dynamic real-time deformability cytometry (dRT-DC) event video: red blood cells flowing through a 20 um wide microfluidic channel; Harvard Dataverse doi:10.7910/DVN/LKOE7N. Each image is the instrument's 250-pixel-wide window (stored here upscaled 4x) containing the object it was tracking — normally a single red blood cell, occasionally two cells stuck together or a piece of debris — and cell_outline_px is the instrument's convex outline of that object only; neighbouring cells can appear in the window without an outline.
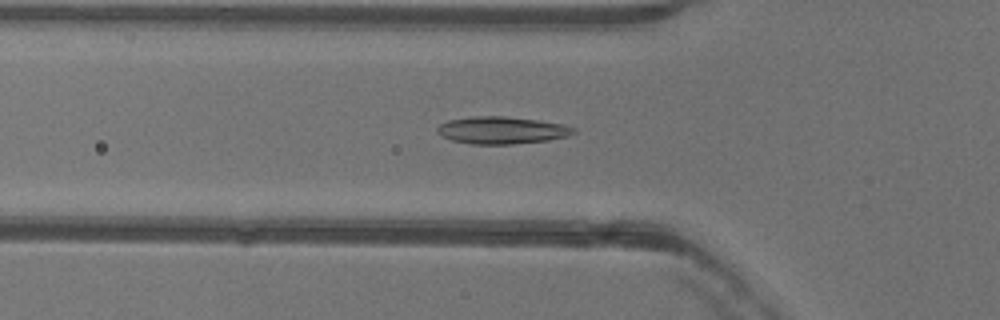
{"species": "common noctule bat (a hibernating species)", "species_latin": "Nyctalus noctula", "temperature_condition": "warm", "stored_images_in_passage": 44, "camera_frame_rate_fps": 3000, "um_per_image_px": 0.085, "animal": {"sex": "female"}, "frame": {"image": 1, "passage_image": 10, "time_ms": 3.0, "image_size_px": [1000, 320], "cell_outline_px": [[576, 132], [568, 136], [548, 140], [512, 144], [472, 144], [452, 140], [440, 136], [436, 132], [436, 128], [440, 124], [448, 120], [472, 116], [504, 116], [536, 120], [564, 124], [576, 128]], "centroid_in_image_um": [42.63, 11.07], "position_along_channel_um": 83.2, "area_um2": 21.73}}
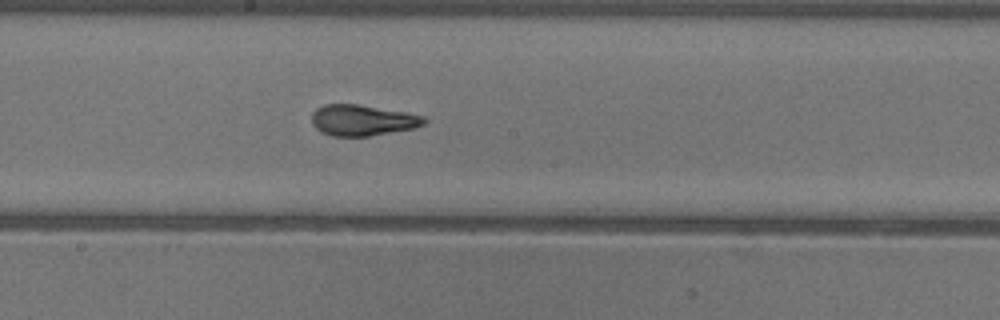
{"frame": {"image": 2, "passage_image": 20, "time_ms": 6.333, "image_size_px": [1000, 320], "cell_outline_px": [[428, 120], [424, 124], [412, 128], [368, 136], [332, 136], [316, 128], [312, 124], [312, 112], [316, 108], [324, 104], [356, 104], [408, 112], [424, 116]], "centroid_in_image_um": [30.81, 10.2], "position_along_channel_um": 217.4, "area_um2": 20.17}}
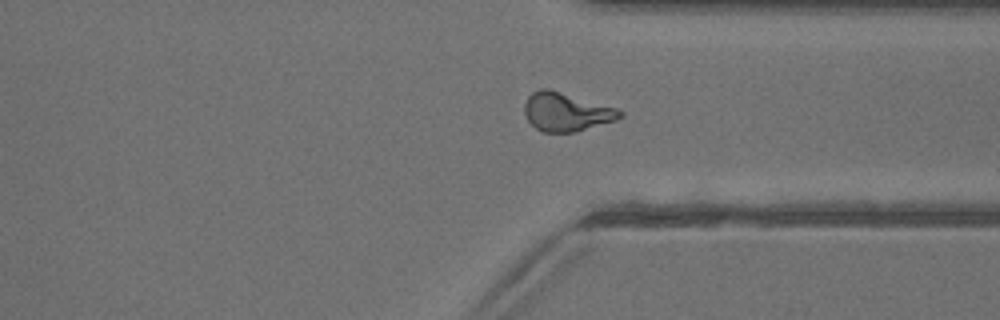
{"frame": {"image": 3, "passage_image": 31, "time_ms": 10.0, "image_size_px": [1000, 320], "cell_outline_px": [[624, 116], [616, 120], [576, 132], [544, 132], [536, 128], [528, 120], [524, 112], [524, 104], [528, 96], [532, 92], [540, 88], [548, 88], [616, 108], [624, 112]], "centroid_in_image_um": [48.13, 9.51], "position_along_channel_um": 363.3, "area_um2": 21.39}, "authors_computed_cell_mechanics": {"area_um2": 20.808, "velocity_mm_per_s": 3.9963, "shape_relaxation_time_tau1_ms": 5.3894, "shape_relaxation_time_tau2_ms": 0.4159, "deformation_change_tau1": 0.2023, "deformation_change_tau2": 0.0661}}